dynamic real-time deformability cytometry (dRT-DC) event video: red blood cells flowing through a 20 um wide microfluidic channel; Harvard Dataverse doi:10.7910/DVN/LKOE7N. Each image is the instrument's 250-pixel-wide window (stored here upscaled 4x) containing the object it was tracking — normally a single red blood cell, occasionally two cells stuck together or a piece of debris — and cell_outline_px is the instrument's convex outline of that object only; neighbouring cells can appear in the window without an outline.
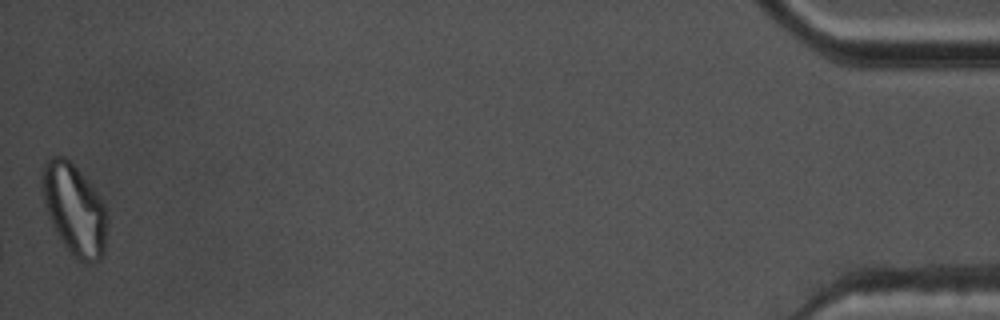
{"species": "common noctule bat (a hibernating species)", "species_latin": "Nyctalus noctula", "temperature_condition": "warm", "stored_images_in_passage": 40, "camera_frame_rate_fps": 3000, "um_per_image_px": 0.085, "animal": {"sex": "male", "body_mass_g": 17.5, "forearm_length_mm": 52.3}, "frame": {"image": 1, "passage_image": 40, "time_ms": 13.0, "image_size_px": [1000, 320], "cell_outline_px": [[108, 224], [104, 252], [100, 260], [92, 264], [84, 264], [72, 256], [56, 232], [52, 224], [44, 200], [44, 160], [52, 156], [64, 156], [76, 168], [100, 196], [104, 204], [108, 220]], "centroid_in_image_um": [6.38, 17.87], "position_along_channel_um": 428.8, "area_um2": 34.1}, "authors_computed_cell_mechanics": {"area_um2": 21.8773, "velocity_mm_per_s": 3.7199, "shape_relaxation_time_tau1_ms": null, "shape_relaxation_time_tau2_ms": 5.4206, "deformation_change_tau1": null, "deformation_change_tau2": 0.1261}}